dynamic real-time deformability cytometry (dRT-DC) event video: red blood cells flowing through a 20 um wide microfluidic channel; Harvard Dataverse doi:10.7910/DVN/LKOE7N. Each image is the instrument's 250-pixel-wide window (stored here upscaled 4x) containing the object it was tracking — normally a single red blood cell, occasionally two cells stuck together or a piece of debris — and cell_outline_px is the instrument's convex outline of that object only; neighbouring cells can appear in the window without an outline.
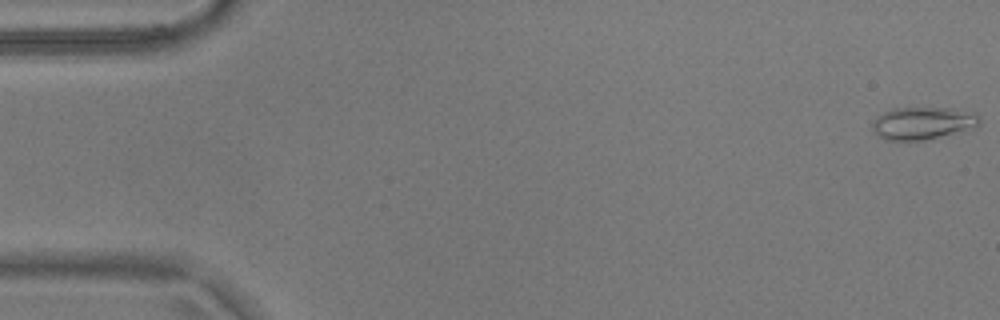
{"species": "common noctule bat (a hibernating species)", "species_latin": "Nyctalus noctula", "temperature_condition": "warm", "stored_images_in_passage": 55, "camera_frame_rate_fps": 3000, "um_per_image_px": 0.085, "animal": {"sex": "male", "body_mass_g": 17.9}, "frame": {"image": 1, "passage_image": 1, "time_ms": 0.0, "image_size_px": [1000, 320], "cell_outline_px": [[980, 124], [976, 128], [924, 140], [884, 140], [872, 128], [872, 120], [884, 112], [892, 108], [948, 108], [976, 112], [980, 116]], "centroid_in_image_um": [78.48, 10.46], "position_along_channel_um": 6.5, "area_um2": 20.4}}